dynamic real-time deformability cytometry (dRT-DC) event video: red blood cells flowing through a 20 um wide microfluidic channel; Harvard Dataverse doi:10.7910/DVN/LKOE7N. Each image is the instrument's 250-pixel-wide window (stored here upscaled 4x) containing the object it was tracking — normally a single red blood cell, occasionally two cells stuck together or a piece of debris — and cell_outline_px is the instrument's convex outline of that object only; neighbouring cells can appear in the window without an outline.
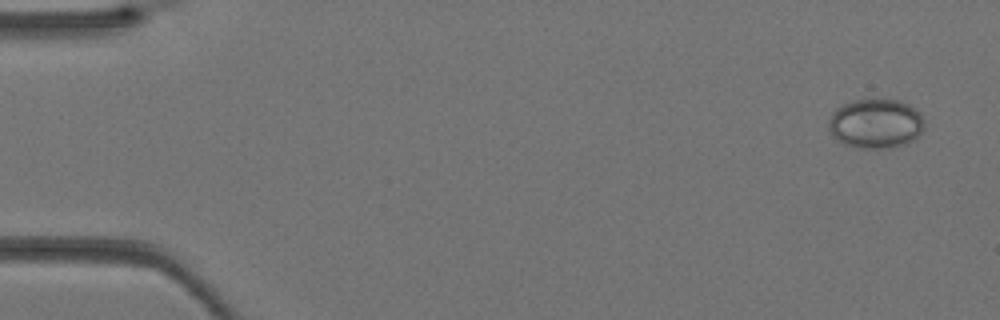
{"species": "Egyptian fruit bat (a non-hibernating species)", "species_latin": "Rousettus aegyptiacus", "temperature_condition": "warm", "stored_images_in_passage": 39, "camera_frame_rate_fps": 3000, "um_per_image_px": 0.085, "animal": {"sex": "female"}, "frame": {"image": 1, "passage_image": 1, "time_ms": 0.0, "image_size_px": [1000, 320], "cell_outline_px": [[924, 128], [916, 140], [904, 144], [880, 148], [860, 148], [844, 144], [836, 140], [828, 132], [828, 120], [832, 112], [836, 108], [844, 104], [856, 100], [896, 100], [908, 104], [920, 116], [924, 124]], "centroid_in_image_um": [74.38, 10.52], "position_along_channel_um": 10.6, "area_um2": 27.46}}
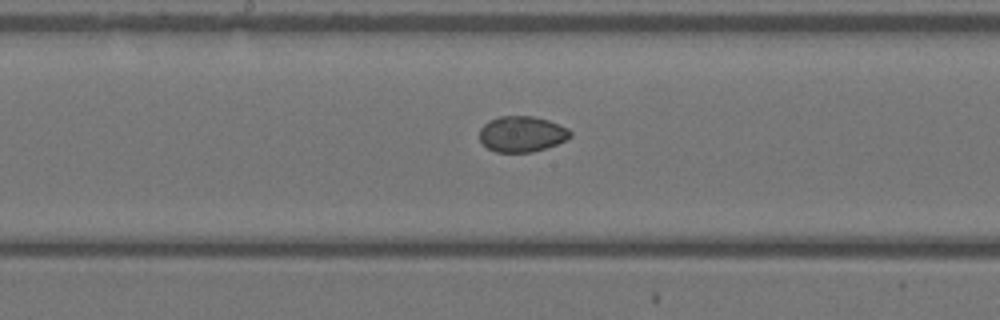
{"frame": {"image": 2, "passage_image": 20, "time_ms": 6.333, "image_size_px": [1000, 320], "cell_outline_px": [[572, 136], [556, 144], [532, 152], [496, 152], [488, 148], [480, 140], [480, 128], [488, 120], [500, 116], [532, 116], [548, 120], [568, 128], [572, 132]], "centroid_in_image_um": [44.35, 11.38], "position_along_channel_um": 203.9, "area_um2": 18.84}}
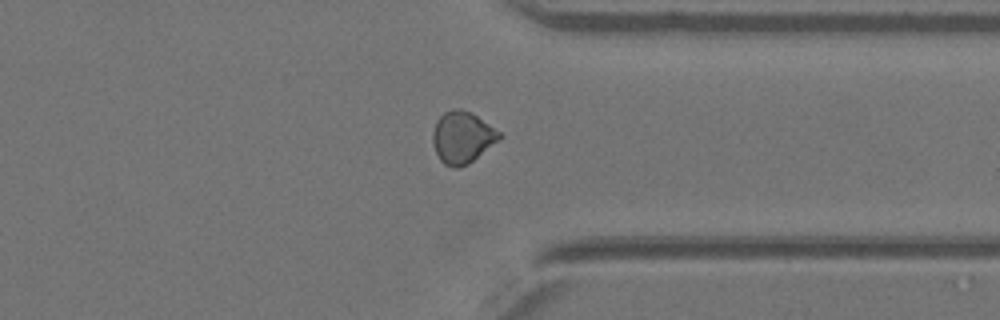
{"frame": {"image": 3, "passage_image": 30, "time_ms": 9.667, "image_size_px": [1000, 320], "cell_outline_px": [[500, 136], [496, 140], [468, 164], [460, 168], [456, 168], [444, 164], [440, 160], [436, 152], [432, 140], [432, 136], [436, 120], [444, 112], [452, 108], [460, 108], [472, 112], [500, 132]], "centroid_in_image_um": [39.24, 11.65], "position_along_channel_um": 372.2, "area_um2": 19.77}}